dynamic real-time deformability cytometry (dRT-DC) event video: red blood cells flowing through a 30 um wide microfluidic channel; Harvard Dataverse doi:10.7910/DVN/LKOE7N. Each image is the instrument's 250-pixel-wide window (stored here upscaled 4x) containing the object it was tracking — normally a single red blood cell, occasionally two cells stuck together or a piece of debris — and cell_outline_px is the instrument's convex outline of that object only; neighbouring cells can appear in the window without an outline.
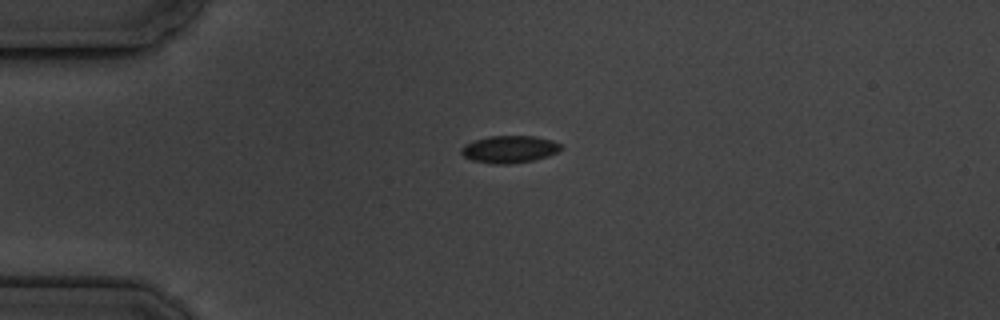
{"species": "common noctule bat (a hibernating species)", "species_latin": "Nyctalus noctula", "temperature_condition": "cold", "stored_images_in_passage": 3, "camera_frame_rate_fps": 3000, "um_per_image_px": 0.085, "animal": {"sex": "male", "body_mass_g": 19.5, "forearm_length_mm": 54.6}, "frame": {"image": 1, "passage_image": 1, "time_ms": 0.0, "image_size_px": [1000, 320], "cell_outline_px": [[564, 148], [548, 156], [532, 160], [512, 164], [492, 164], [472, 160], [464, 156], [460, 152], [460, 148], [464, 144], [488, 136], [532, 136], [552, 140], [560, 144]], "centroid_in_image_um": [43.28, 12.69], "position_along_channel_um": 41.7, "area_um2": 15.84}}